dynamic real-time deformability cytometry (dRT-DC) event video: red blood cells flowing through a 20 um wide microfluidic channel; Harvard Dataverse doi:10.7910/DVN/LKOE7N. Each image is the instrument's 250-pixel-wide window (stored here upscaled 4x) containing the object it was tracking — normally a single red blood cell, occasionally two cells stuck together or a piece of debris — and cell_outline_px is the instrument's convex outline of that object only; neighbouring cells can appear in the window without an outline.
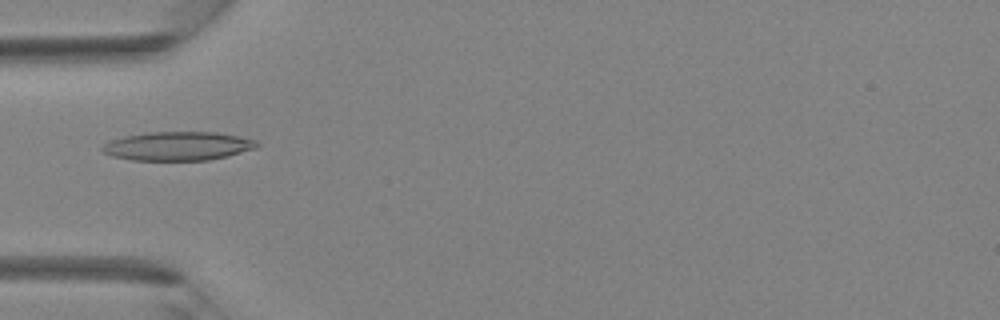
{"species": "Egyptian fruit bat (a non-hibernating species)", "species_latin": "Rousettus aegyptiacus", "temperature_condition": "room temperature", "stored_images_in_passage": 42, "camera_frame_rate_fps": 3000, "um_per_image_px": 0.085, "animal": {"sex": "female"}, "frame": {"image": 1, "passage_image": 14, "time_ms": 4.333, "image_size_px": [1000, 320], "cell_outline_px": [[260, 144], [256, 148], [228, 156], [208, 160], [132, 160], [112, 156], [104, 152], [100, 148], [104, 144], [112, 140], [124, 136], [148, 132], [216, 132], [256, 140]], "centroid_in_image_um": [15.12, 12.42], "position_along_channel_um": 69.9, "area_um2": 25.84}}
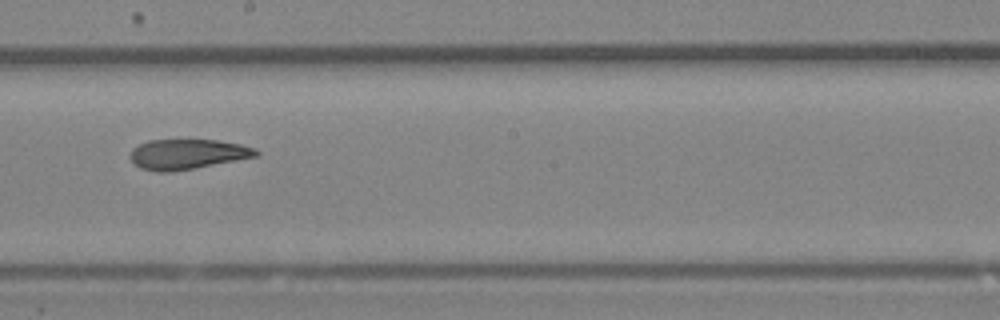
{"frame": {"image": 2, "passage_image": 24, "time_ms": 7.667, "image_size_px": [1000, 320], "cell_outline_px": [[260, 152], [256, 156], [236, 160], [192, 168], [168, 172], [156, 172], [140, 168], [128, 156], [132, 148], [148, 140], [216, 140], [240, 144], [256, 148]], "centroid_in_image_um": [15.89, 13.1], "position_along_channel_um": 232.3, "area_um2": 21.85}}
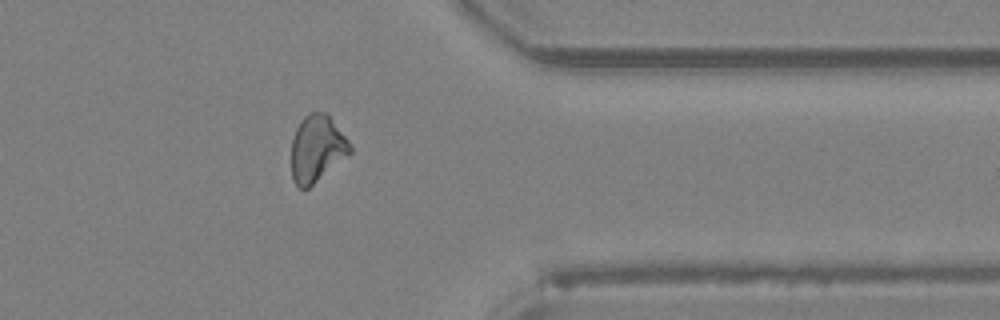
{"frame": {"image": 3, "passage_image": 34, "time_ms": 11.0, "image_size_px": [1000, 320], "cell_outline_px": [[352, 152], [308, 188], [300, 188], [292, 180], [292, 140], [296, 128], [300, 120], [308, 112], [328, 112], [348, 140], [352, 148]], "centroid_in_image_um": [26.94, 12.59], "position_along_channel_um": 384.5, "area_um2": 22.83}}